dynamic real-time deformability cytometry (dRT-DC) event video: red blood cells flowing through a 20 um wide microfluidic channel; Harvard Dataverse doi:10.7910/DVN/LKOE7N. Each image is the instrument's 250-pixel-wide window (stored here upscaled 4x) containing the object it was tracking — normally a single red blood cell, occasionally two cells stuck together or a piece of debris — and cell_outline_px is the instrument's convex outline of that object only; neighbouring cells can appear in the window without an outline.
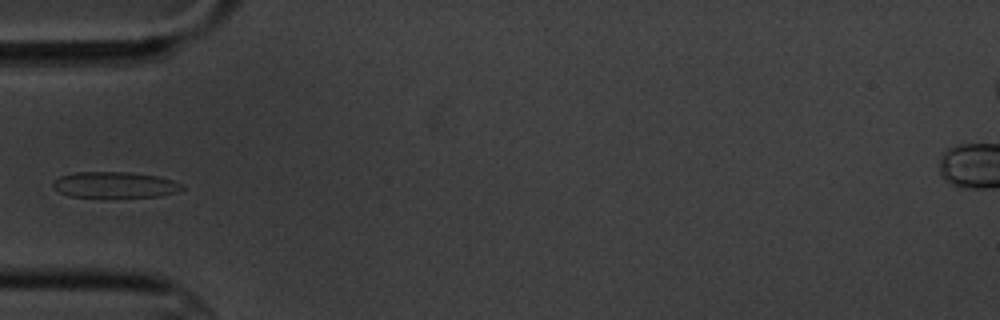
{"species": "common noctule bat (a hibernating species)", "species_latin": "Nyctalus noctula", "temperature_condition": "cold", "stored_images_in_passage": 11, "camera_frame_rate_fps": 3000, "um_per_image_px": 0.085, "animal": {"sex": "male", "body_mass_g": 20.1, "forearm_length_mm": 53.5}, "frame": {"image": 1, "passage_image": 5, "time_ms": 5.667, "image_size_px": [1000, 320], "cell_outline_px": [[184, 188], [176, 192], [160, 196], [68, 196], [52, 188], [52, 184], [60, 176], [72, 172], [132, 172], [156, 176], [172, 180], [184, 184]], "centroid_in_image_um": [9.75, 15.69], "position_along_channel_um": 75.2, "area_um2": 19.31}}
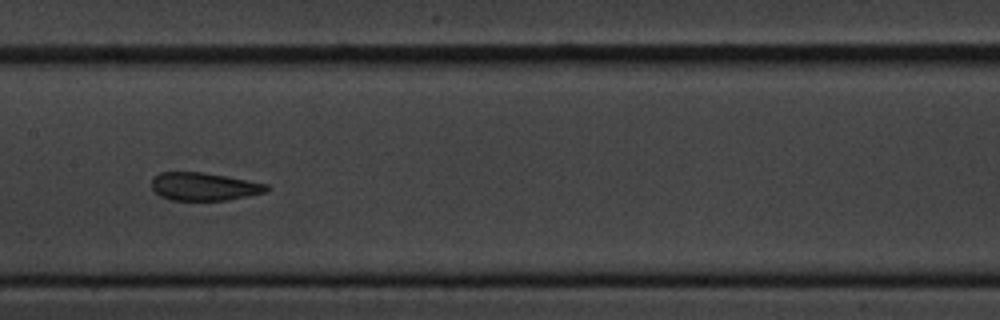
{"frame": {"image": 2, "passage_image": 8, "time_ms": 9.0, "image_size_px": [1000, 320], "cell_outline_px": [[272, 188], [264, 192], [248, 196], [228, 200], [172, 200], [160, 196], [152, 188], [152, 176], [160, 172], [204, 172], [248, 180], [268, 184]], "centroid_in_image_um": [17.35, 15.85], "position_along_channel_um": 190.1, "area_um2": 18.84}}
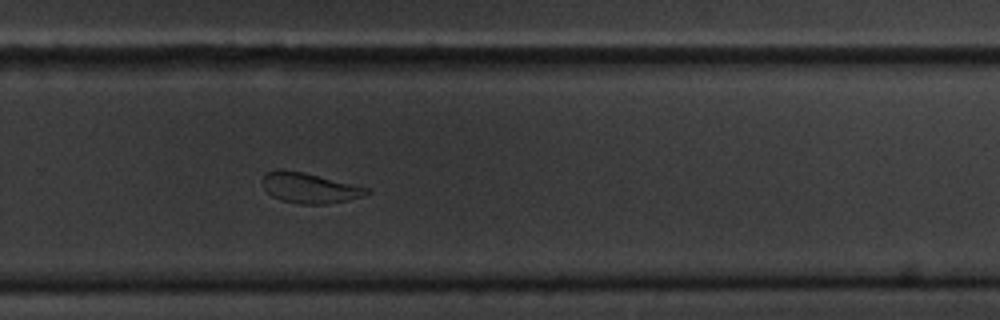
{"frame": {"image": 3, "passage_image": 11, "time_ms": 12.333, "image_size_px": [1000, 320], "cell_outline_px": [[372, 192], [364, 196], [348, 200], [328, 204], [300, 204], [280, 200], [272, 196], [264, 188], [260, 180], [264, 172], [276, 168], [280, 168], [304, 172], [372, 188]], "centroid_in_image_um": [26.3, 15.95], "position_along_channel_um": 303.5, "area_um2": 19.02}}